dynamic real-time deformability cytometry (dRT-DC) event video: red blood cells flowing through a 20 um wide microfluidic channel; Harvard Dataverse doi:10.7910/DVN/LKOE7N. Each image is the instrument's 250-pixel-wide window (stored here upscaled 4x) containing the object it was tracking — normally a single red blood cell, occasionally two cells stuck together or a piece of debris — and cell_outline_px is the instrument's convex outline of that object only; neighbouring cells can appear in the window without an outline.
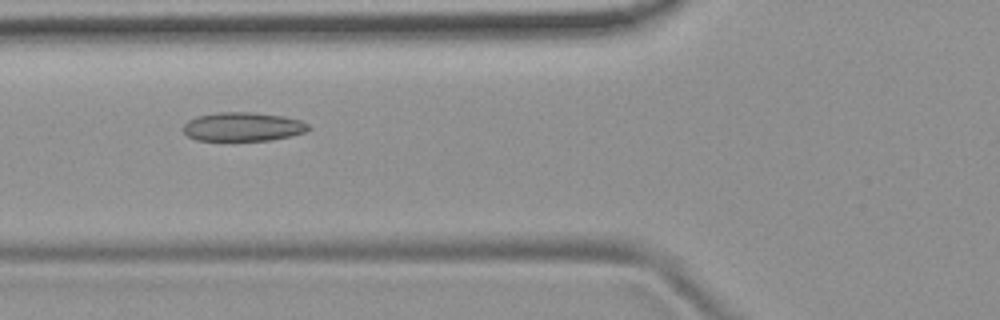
{"species": "common noctule bat (a hibernating species)", "species_latin": "Nyctalus noctula", "temperature_condition": "room temperature", "stored_images_in_passage": 53, "camera_frame_rate_fps": 3000, "um_per_image_px": 0.085, "animal": {"sex": "female", "body_mass_g": 19.9}, "frame": {"image": 1, "passage_image": 20, "time_ms": 6.333, "image_size_px": [1000, 320], "cell_outline_px": [[312, 128], [304, 132], [292, 136], [272, 140], [196, 140], [188, 136], [184, 132], [184, 124], [188, 120], [196, 116], [220, 112], [252, 112], [284, 116], [300, 120], [308, 124]], "centroid_in_image_um": [20.67, 10.77], "position_along_channel_um": 105.1, "area_um2": 21.1}}
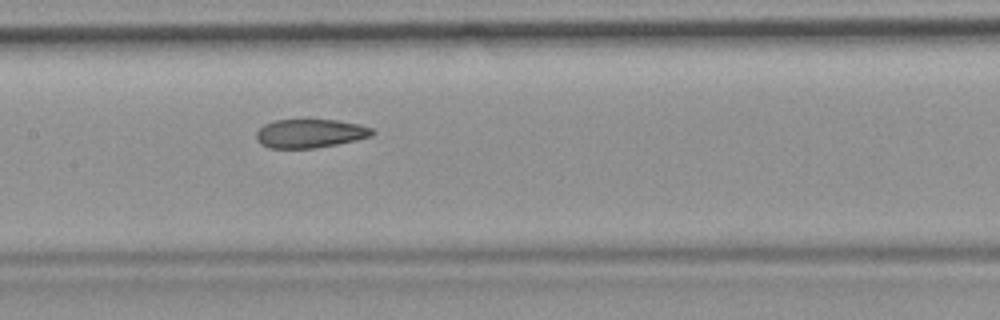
{"frame": {"image": 2, "passage_image": 26, "time_ms": 8.333, "image_size_px": [1000, 320], "cell_outline_px": [[376, 132], [372, 136], [356, 140], [316, 148], [268, 148], [260, 144], [256, 140], [256, 132], [264, 124], [276, 120], [304, 116], [336, 120], [360, 124], [372, 128]], "centroid_in_image_um": [26.34, 11.29], "position_along_channel_um": 181.1, "area_um2": 20.35}}
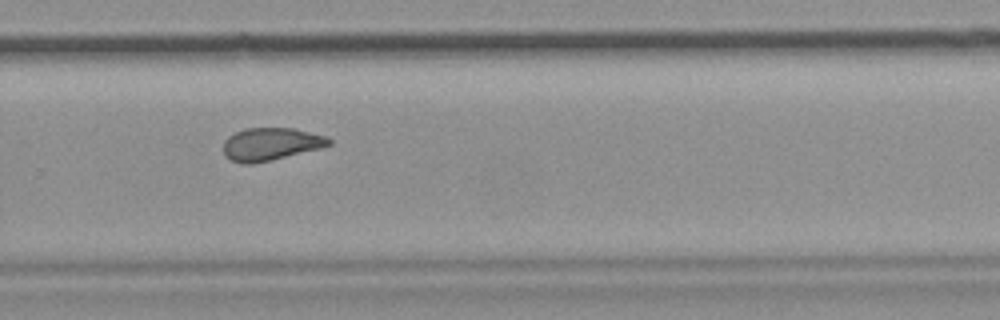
{"frame": {"image": 3, "passage_image": 36, "time_ms": 11.667, "image_size_px": [1000, 320], "cell_outline_px": [[332, 144], [320, 148], [272, 160], [252, 164], [244, 164], [232, 160], [224, 156], [224, 140], [228, 136], [244, 128], [292, 128], [328, 136], [332, 140]], "centroid_in_image_um": [23.02, 12.24], "position_along_channel_um": 306.8, "area_um2": 20.17}, "authors_computed_cell_mechanics": {"area_um2": 21.097, "velocity_mm_per_s": 3.7918, "shape_relaxation_time_tau1_ms": 10.8754, "shape_relaxation_time_tau2_ms": 1.7541, "deformation_change_tau1": 0.1994, "deformation_change_tau2": 0.0651}}